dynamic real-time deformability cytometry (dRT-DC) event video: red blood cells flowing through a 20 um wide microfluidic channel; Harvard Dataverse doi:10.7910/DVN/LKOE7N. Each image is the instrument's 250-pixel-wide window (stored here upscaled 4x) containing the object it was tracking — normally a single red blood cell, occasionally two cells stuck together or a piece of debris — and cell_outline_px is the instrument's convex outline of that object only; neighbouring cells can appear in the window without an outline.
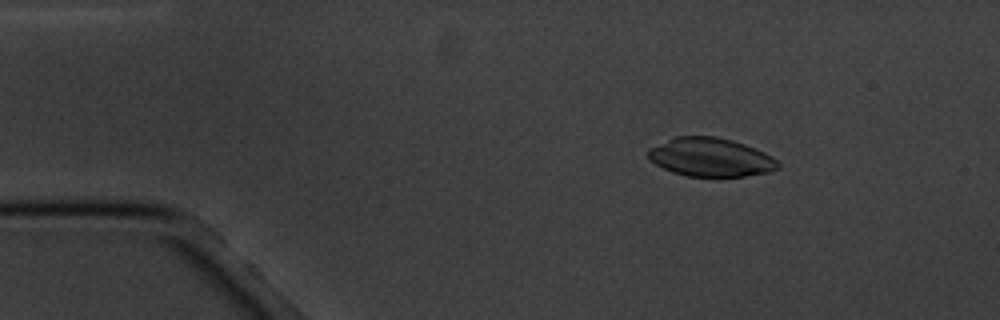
{"species": "common noctule bat (a hibernating species)", "species_latin": "Nyctalus noctula", "temperature_condition": "cold", "stored_images_in_passage": 6, "camera_frame_rate_fps": 3000, "um_per_image_px": 0.085, "animal": {"sex": "male", "body_mass_g": 20.1, "forearm_length_mm": 53.5}, "frame": {"image": 1, "passage_image": 3, "time_ms": 2.333, "image_size_px": [1000, 320], "cell_outline_px": [[780, 168], [768, 172], [744, 176], [688, 176], [672, 172], [648, 160], [648, 148], [676, 136], [716, 136], [732, 140], [744, 144], [764, 152], [772, 156], [780, 164]], "centroid_in_image_um": [60.39, 13.36], "position_along_channel_um": 24.6, "area_um2": 29.19}}